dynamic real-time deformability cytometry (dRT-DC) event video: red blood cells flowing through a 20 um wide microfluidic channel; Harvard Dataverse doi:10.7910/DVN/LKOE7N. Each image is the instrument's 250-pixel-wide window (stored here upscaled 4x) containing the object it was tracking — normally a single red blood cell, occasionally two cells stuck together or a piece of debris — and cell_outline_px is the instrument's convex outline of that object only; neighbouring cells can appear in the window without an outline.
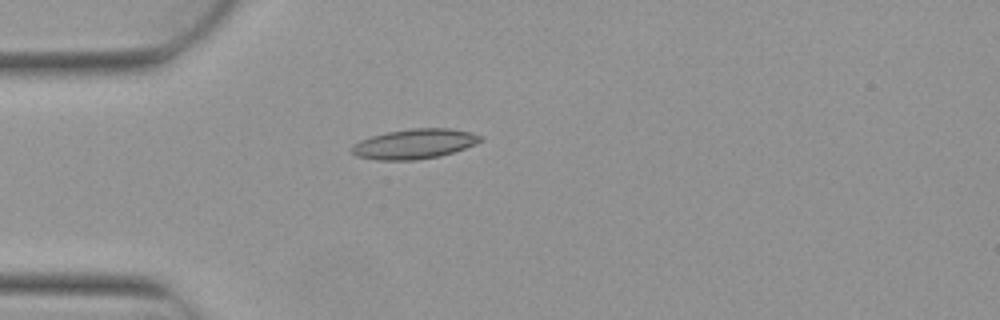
{"species": "Egyptian fruit bat (a non-hibernating species)", "species_latin": "Rousettus aegyptiacus", "temperature_condition": "warm", "stored_images_in_passage": 5, "camera_frame_rate_fps": 3000, "um_per_image_px": 0.085, "animal": {"sex": "female"}, "frame": {"image": 1, "passage_image": 4, "time_ms": 1.0, "image_size_px": [1000, 320], "cell_outline_px": [[484, 140], [476, 144], [440, 156], [416, 160], [376, 160], [356, 156], [352, 152], [352, 144], [360, 140], [372, 136], [388, 132], [412, 128], [452, 128], [472, 132], [484, 136]], "centroid_in_image_um": [35.26, 12.22], "position_along_channel_um": 49.7, "area_um2": 22.54}}